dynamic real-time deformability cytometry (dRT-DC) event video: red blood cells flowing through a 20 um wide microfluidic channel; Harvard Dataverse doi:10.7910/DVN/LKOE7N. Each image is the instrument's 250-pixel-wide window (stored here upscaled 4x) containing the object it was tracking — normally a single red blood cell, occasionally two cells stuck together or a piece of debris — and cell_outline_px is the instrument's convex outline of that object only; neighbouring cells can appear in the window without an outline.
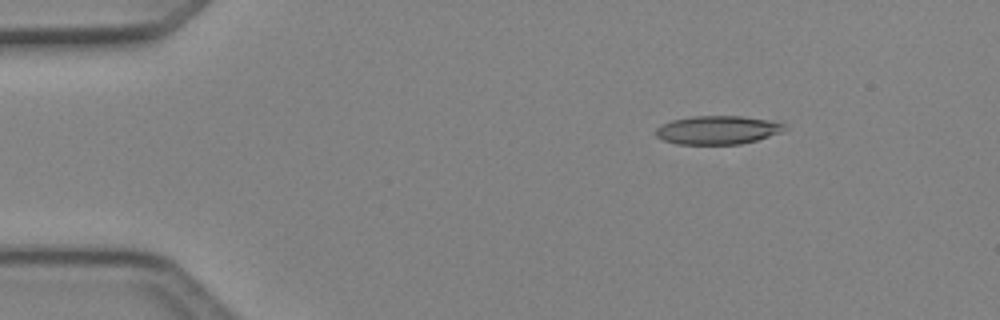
{"species": "Egyptian fruit bat (a non-hibernating species)", "species_latin": "Rousettus aegyptiacus", "temperature_condition": "cold", "stored_images_in_passage": 5, "camera_frame_rate_fps": 3000, "um_per_image_px": 0.085, "animal": {"sex": "female"}, "frame": {"image": 1, "passage_image": 3, "time_ms": 0.667, "image_size_px": [1000, 320], "cell_outline_px": [[784, 128], [780, 132], [756, 140], [740, 144], [676, 144], [664, 140], [656, 136], [656, 128], [672, 120], [692, 116], [740, 116], [776, 120], [784, 124]], "centroid_in_image_um": [61.0, 11.04], "position_along_channel_um": 24.0, "area_um2": 21.27}}